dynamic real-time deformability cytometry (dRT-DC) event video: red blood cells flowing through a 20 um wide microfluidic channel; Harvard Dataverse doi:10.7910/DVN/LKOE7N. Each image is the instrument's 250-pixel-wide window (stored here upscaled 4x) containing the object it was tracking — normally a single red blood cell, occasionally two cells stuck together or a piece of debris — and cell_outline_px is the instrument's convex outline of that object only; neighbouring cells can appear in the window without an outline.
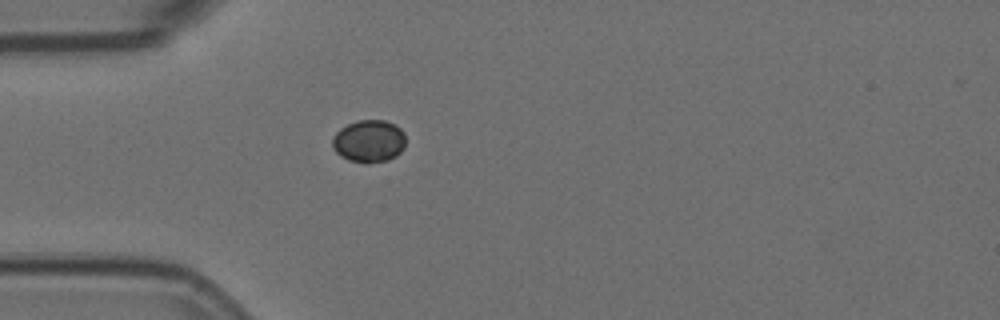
{"species": "Egyptian fruit bat (a non-hibernating species)", "species_latin": "Rousettus aegyptiacus", "temperature_condition": "room temperature", "stored_images_in_passage": 1, "camera_frame_rate_fps": 3000, "um_per_image_px": 0.085, "animal": {"sex": "female"}, "frame": {"image": 1, "passage_image": 1, "time_ms": 0.0, "image_size_px": [1000, 320], "cell_outline_px": [[404, 148], [396, 156], [388, 160], [368, 164], [348, 160], [340, 156], [332, 148], [332, 136], [340, 128], [356, 120], [384, 120], [400, 128], [404, 132]], "centroid_in_image_um": [31.33, 12.01], "position_along_channel_um": 53.7, "area_um2": 18.32}}